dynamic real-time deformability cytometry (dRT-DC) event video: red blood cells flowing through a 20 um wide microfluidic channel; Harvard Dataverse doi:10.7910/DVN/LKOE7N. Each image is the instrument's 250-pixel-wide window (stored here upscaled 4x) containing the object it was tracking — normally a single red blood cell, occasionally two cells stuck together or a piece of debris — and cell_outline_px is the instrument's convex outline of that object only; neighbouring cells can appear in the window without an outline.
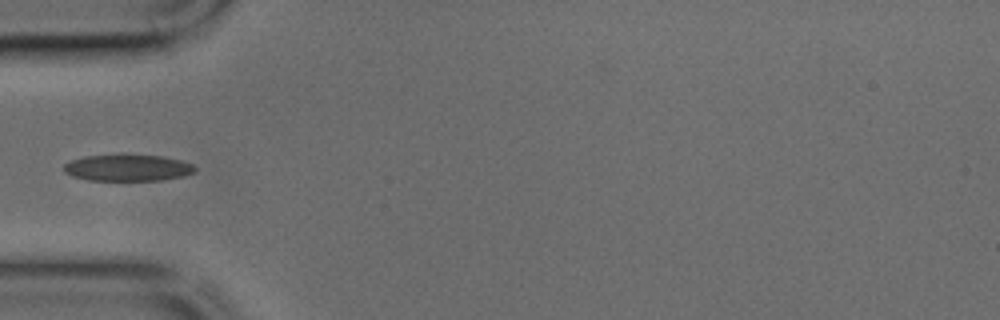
{"species": "common noctule bat (a hibernating species)", "species_latin": "Nyctalus noctula", "temperature_condition": "cold", "stored_images_in_passage": 30, "camera_frame_rate_fps": 3000, "um_per_image_px": 0.085, "animal": {"sex": "male", "body_mass_g": 17.9, "forearm_length_mm": 54.2}, "frame": {"image": 1, "passage_image": 1, "time_ms": 0.0, "image_size_px": [1000, 320], "cell_outline_px": [[196, 172], [184, 176], [160, 180], [88, 180], [72, 176], [64, 172], [64, 164], [72, 160], [84, 156], [120, 152], [160, 156], [180, 160], [192, 164], [196, 168]], "centroid_in_image_um": [10.84, 14.22], "position_along_channel_um": 74.2, "area_um2": 20.92}}
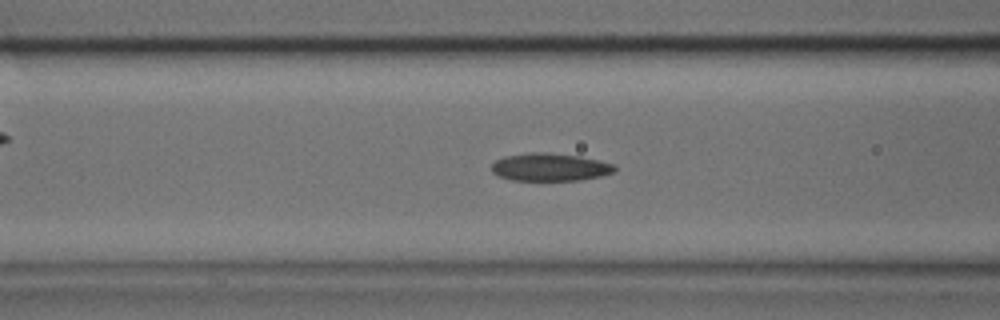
{"frame": {"image": 2, "passage_image": 4, "time_ms": 1.0, "image_size_px": [1000, 320], "cell_outline_px": [[616, 172], [600, 176], [580, 180], [512, 180], [496, 176], [492, 172], [492, 164], [496, 160], [504, 156], [532, 152], [548, 152], [580, 156], [616, 164]], "centroid_in_image_um": [46.76, 14.2], "position_along_channel_um": 119.8, "area_um2": 20.11}}
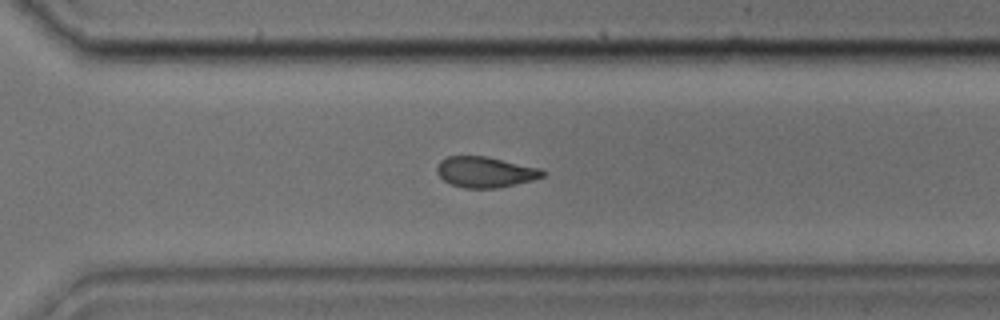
{"frame": {"image": 3, "passage_image": 18, "time_ms": 5.667, "image_size_px": [1000, 320], "cell_outline_px": [[544, 176], [532, 180], [496, 188], [464, 188], [452, 184], [444, 180], [436, 172], [436, 164], [440, 160], [448, 156], [488, 156], [540, 168], [544, 172]], "centroid_in_image_um": [41.21, 14.61], "position_along_channel_um": 329.4, "area_um2": 18.9}}